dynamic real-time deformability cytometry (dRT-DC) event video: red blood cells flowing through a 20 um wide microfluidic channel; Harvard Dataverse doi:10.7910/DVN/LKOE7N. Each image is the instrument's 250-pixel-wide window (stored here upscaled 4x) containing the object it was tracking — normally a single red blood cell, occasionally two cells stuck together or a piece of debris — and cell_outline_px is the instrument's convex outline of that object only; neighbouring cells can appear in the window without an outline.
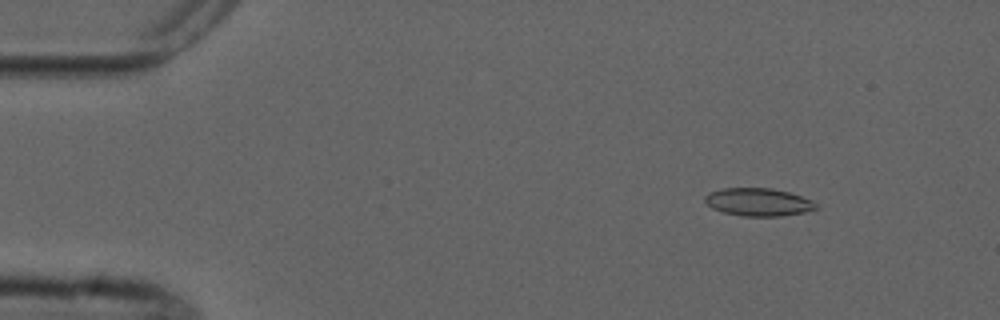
{"species": "common noctule bat (a hibernating species)", "species_latin": "Nyctalus noctula", "temperature_condition": "cold", "stored_images_in_passage": 7, "camera_frame_rate_fps": 3000, "um_per_image_px": 0.085, "animal": {"sex": "male", "forearm_length_mm": 52.5}, "frame": {"image": 1, "passage_image": 1, "time_ms": 0.0, "image_size_px": [1000, 320], "cell_outline_px": [[816, 208], [804, 212], [780, 216], [744, 216], [724, 212], [712, 208], [704, 200], [704, 196], [708, 192], [724, 188], [772, 188], [788, 192], [812, 200], [816, 204]], "centroid_in_image_um": [64.42, 17.17], "position_along_channel_um": 20.6, "area_um2": 17.86}}
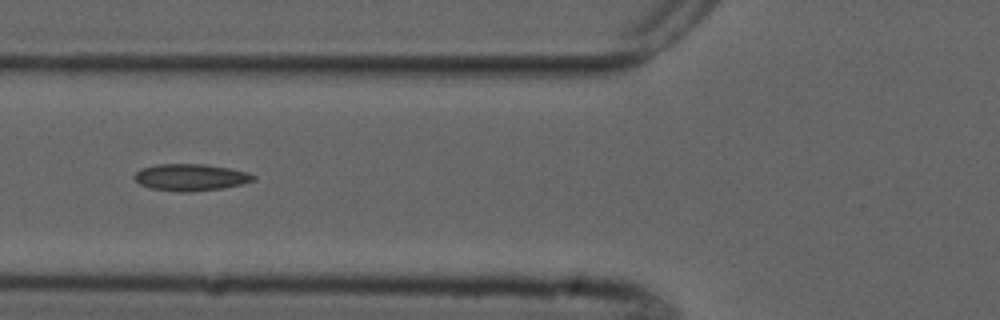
{"frame": {"image": 2, "passage_image": 5, "time_ms": 4.667, "image_size_px": [1000, 320], "cell_outline_px": [[256, 180], [244, 184], [224, 188], [188, 192], [180, 192], [152, 188], [140, 184], [132, 176], [140, 168], [156, 164], [204, 164], [228, 168], [248, 172], [256, 176]], "centroid_in_image_um": [16.23, 15.07], "position_along_channel_um": 109.6, "area_um2": 18.73}}
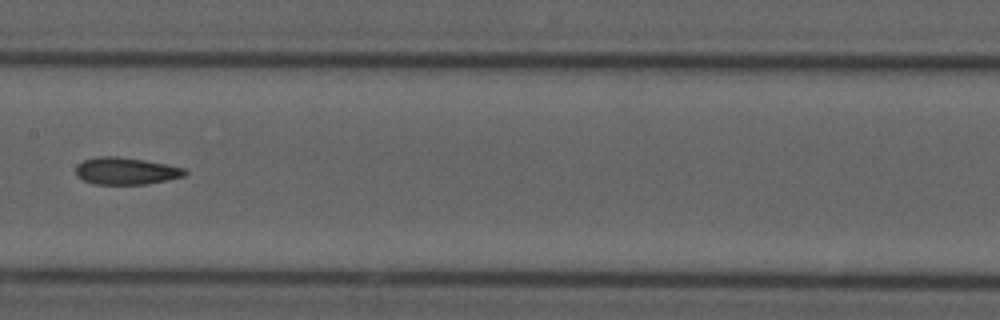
{"frame": {"image": 3, "passage_image": 7, "time_ms": 7.0, "image_size_px": [1000, 320], "cell_outline_px": [[188, 172], [184, 176], [148, 184], [96, 184], [84, 180], [76, 176], [76, 168], [84, 160], [100, 156], [116, 156], [144, 160], [184, 168]], "centroid_in_image_um": [10.71, 14.54], "position_along_channel_um": 196.7, "area_um2": 16.99}}